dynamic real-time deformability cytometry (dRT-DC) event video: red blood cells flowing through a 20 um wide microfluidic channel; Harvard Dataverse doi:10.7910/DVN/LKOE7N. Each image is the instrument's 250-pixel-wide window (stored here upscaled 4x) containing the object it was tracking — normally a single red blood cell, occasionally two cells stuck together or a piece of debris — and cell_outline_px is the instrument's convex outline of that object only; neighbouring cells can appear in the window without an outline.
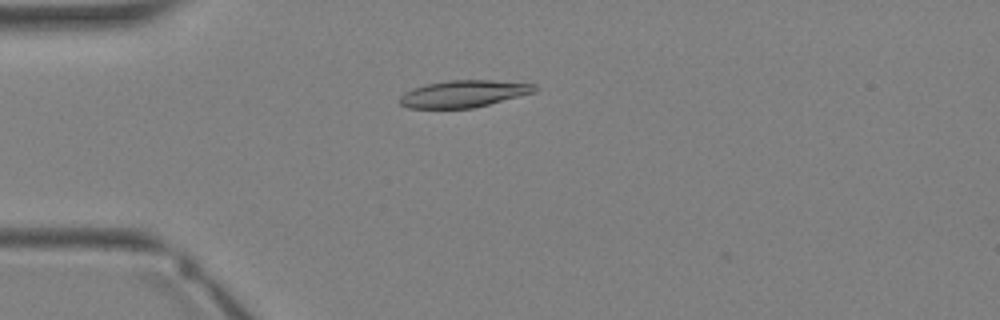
{"species": "Egyptian fruit bat (a non-hibernating species)", "species_latin": "Rousettus aegyptiacus", "temperature_condition": "warm", "stored_images_in_passage": 34, "camera_frame_rate_fps": 3000, "um_per_image_px": 0.085, "animal": {"sex": "female"}, "frame": {"image": 1, "passage_image": 9, "time_ms": 2.667, "image_size_px": [1000, 320], "cell_outline_px": [[536, 92], [472, 108], [408, 108], [400, 104], [400, 96], [404, 92], [412, 88], [428, 84], [448, 80], [492, 80], [536, 84]], "centroid_in_image_um": [39.4, 7.96], "position_along_channel_um": 45.6, "area_um2": 21.1}}
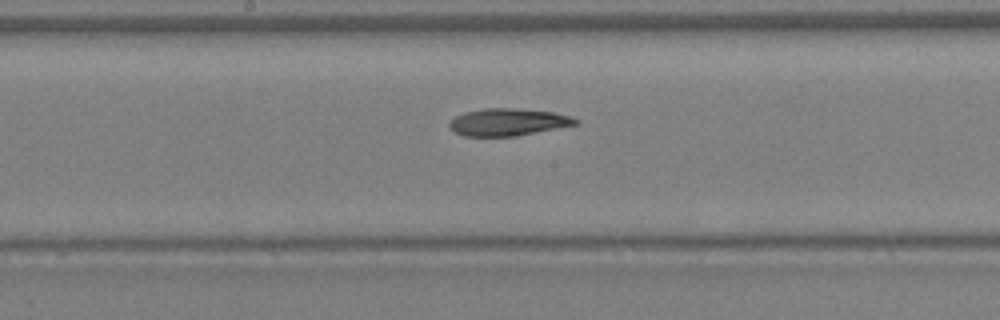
{"frame": {"image": 2, "passage_image": 18, "time_ms": 5.667, "image_size_px": [1000, 320], "cell_outline_px": [[580, 124], [536, 132], [512, 136], [464, 136], [448, 128], [448, 124], [456, 116], [464, 112], [484, 108], [512, 108], [552, 112], [572, 116], [580, 120]], "centroid_in_image_um": [43.2, 10.37], "position_along_channel_um": 205.0, "area_um2": 20.0}}
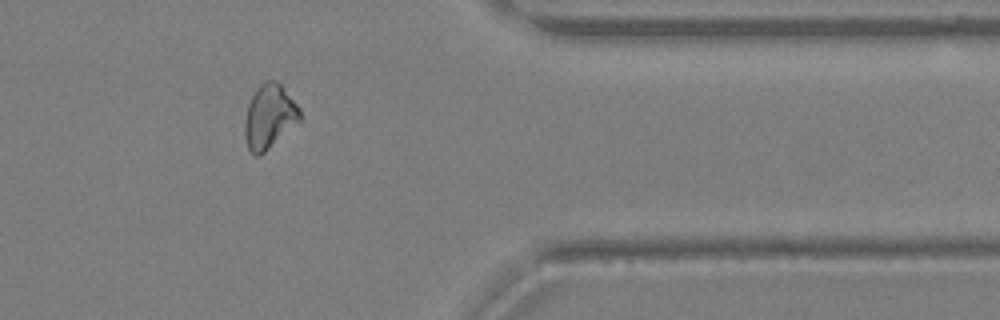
{"frame": {"image": 3, "passage_image": 28, "time_ms": 9.0, "image_size_px": [1000, 320], "cell_outline_px": [[300, 120], [260, 156], [256, 156], [248, 148], [244, 136], [244, 120], [248, 104], [256, 88], [260, 84], [268, 80], [272, 80], [280, 84], [300, 108]], "centroid_in_image_um": [22.86, 9.91], "position_along_channel_um": 388.5, "area_um2": 20.35}}